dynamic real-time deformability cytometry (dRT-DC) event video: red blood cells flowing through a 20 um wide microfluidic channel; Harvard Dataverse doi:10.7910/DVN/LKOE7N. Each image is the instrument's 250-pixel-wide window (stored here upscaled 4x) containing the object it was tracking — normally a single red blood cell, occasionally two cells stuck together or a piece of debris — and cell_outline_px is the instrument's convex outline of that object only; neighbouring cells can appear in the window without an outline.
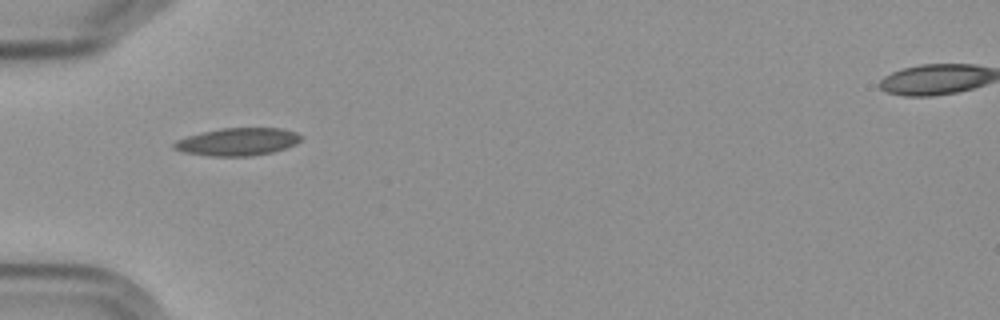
{"species": "Egyptian fruit bat (a non-hibernating species)", "species_latin": "Rousettus aegyptiacus", "temperature_condition": "cold", "stored_images_in_passage": 5, "camera_frame_rate_fps": 3000, "um_per_image_px": 0.085, "frame": {"image": 1, "passage_image": 1, "time_ms": 0.0, "image_size_px": [1000, 320], "cell_outline_px": [[304, 136], [296, 144], [272, 152], [252, 156], [212, 156], [184, 152], [172, 148], [172, 144], [176, 140], [188, 136], [220, 128], [280, 128], [296, 132]], "centroid_in_image_um": [20.21, 12.05], "position_along_channel_um": 64.8, "area_um2": 20.4}}
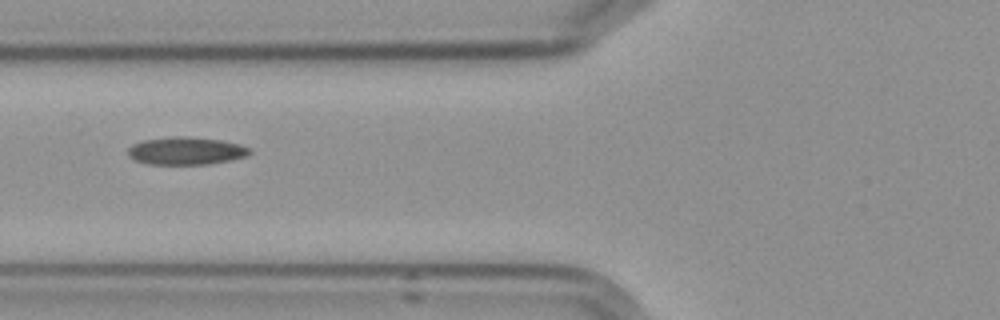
{"frame": {"image": 2, "passage_image": 2, "time_ms": 1.333, "image_size_px": [1000, 320], "cell_outline_px": [[252, 152], [248, 156], [208, 164], [148, 164], [136, 160], [128, 156], [128, 148], [132, 144], [144, 140], [172, 136], [188, 136], [220, 140], [240, 144], [248, 148]], "centroid_in_image_um": [15.8, 12.82], "position_along_channel_um": 110.0, "area_um2": 19.59}}
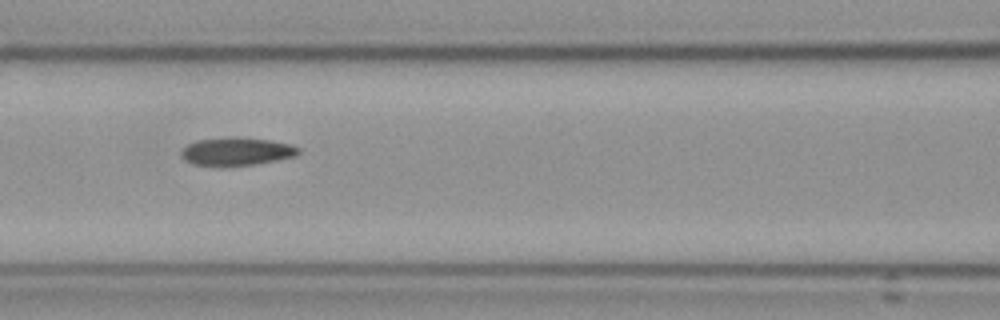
{"frame": {"image": 3, "passage_image": 3, "time_ms": 2.333, "image_size_px": [1000, 320], "cell_outline_px": [[300, 152], [296, 156], [256, 164], [192, 164], [180, 152], [188, 144], [196, 140], [236, 136], [272, 140], [292, 144], [300, 148]], "centroid_in_image_um": [20.2, 12.83], "position_along_channel_um": 146.4, "area_um2": 18.73}}